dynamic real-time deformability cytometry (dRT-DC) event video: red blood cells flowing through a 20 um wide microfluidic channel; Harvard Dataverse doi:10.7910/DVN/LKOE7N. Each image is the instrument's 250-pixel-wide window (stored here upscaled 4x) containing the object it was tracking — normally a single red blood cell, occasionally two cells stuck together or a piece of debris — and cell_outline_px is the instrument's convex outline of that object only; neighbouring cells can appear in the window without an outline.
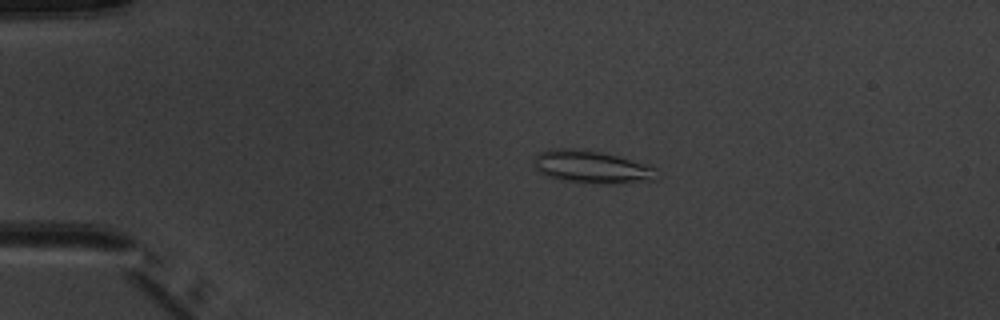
{"species": "common noctule bat (a hibernating species)", "species_latin": "Nyctalus noctula", "temperature_condition": "warm", "stored_images_in_passage": 6, "camera_frame_rate_fps": 3000, "um_per_image_px": 0.085, "animal": {"sex": "male", "body_mass_g": 20.1, "forearm_length_mm": 53.5}, "frame": {"image": 1, "passage_image": 4, "time_ms": 3.667, "image_size_px": [1000, 320], "cell_outline_px": [[656, 180], [596, 184], [560, 180], [548, 176], [540, 172], [536, 168], [532, 156], [540, 152], [552, 148], [584, 148], [648, 164], [656, 168]], "centroid_in_image_um": [50.25, 14.17], "position_along_channel_um": 34.7, "area_um2": 23.47}}
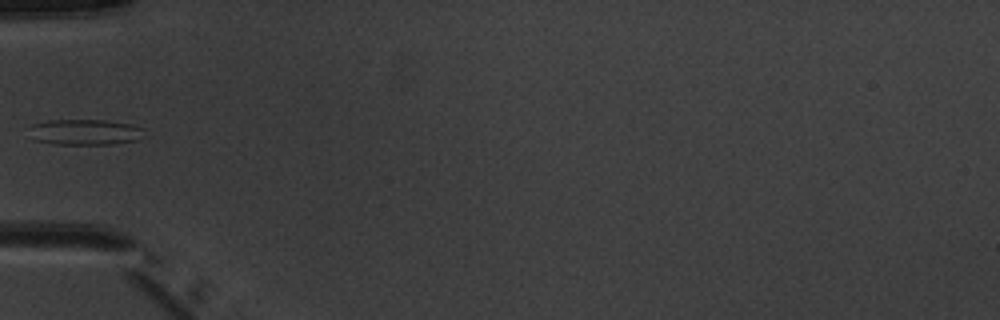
{"frame": {"image": 2, "passage_image": 6, "time_ms": 6.0, "image_size_px": [1000, 320], "cell_outline_px": [[144, 128], [136, 140], [112, 144], [56, 144], [36, 140], [32, 124], [48, 120], [104, 120], [128, 124]], "centroid_in_image_um": [7.25, 11.22], "position_along_channel_um": 77.8, "area_um2": 16.59}}